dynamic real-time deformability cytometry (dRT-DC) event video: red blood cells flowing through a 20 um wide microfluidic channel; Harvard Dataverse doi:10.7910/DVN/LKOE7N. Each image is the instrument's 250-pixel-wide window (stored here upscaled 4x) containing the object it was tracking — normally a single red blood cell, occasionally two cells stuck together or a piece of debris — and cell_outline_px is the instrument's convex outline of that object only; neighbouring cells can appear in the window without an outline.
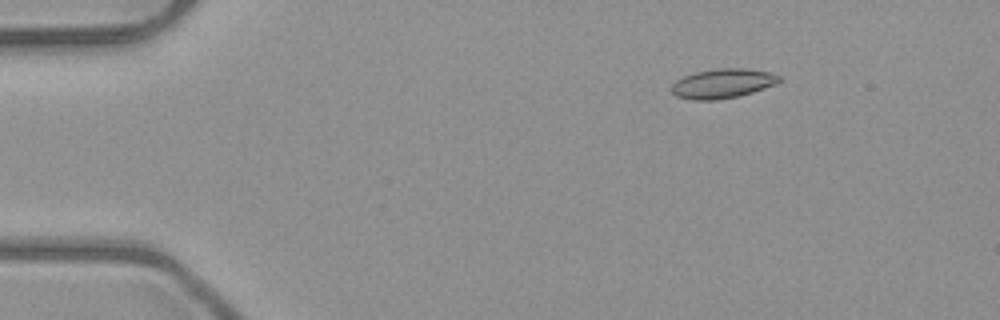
{"species": "common noctule bat (a hibernating species)", "species_latin": "Nyctalus noctula", "temperature_condition": "room temperature", "stored_images_in_passage": 7, "camera_frame_rate_fps": 3000, "um_per_image_px": 0.085, "animal": {"sex": "male", "body_mass_g": 23.1, "forearm_length_mm": 52.7}, "frame": {"image": 1, "passage_image": 2, "time_ms": 1.333, "image_size_px": [1000, 320], "cell_outline_px": [[780, 80], [764, 88], [740, 96], [716, 100], [696, 100], [676, 96], [672, 92], [672, 84], [676, 80], [684, 76], [696, 72], [720, 68], [744, 68], [768, 72], [780, 76]], "centroid_in_image_um": [61.39, 7.1], "position_along_channel_um": 23.6, "area_um2": 18.21}}
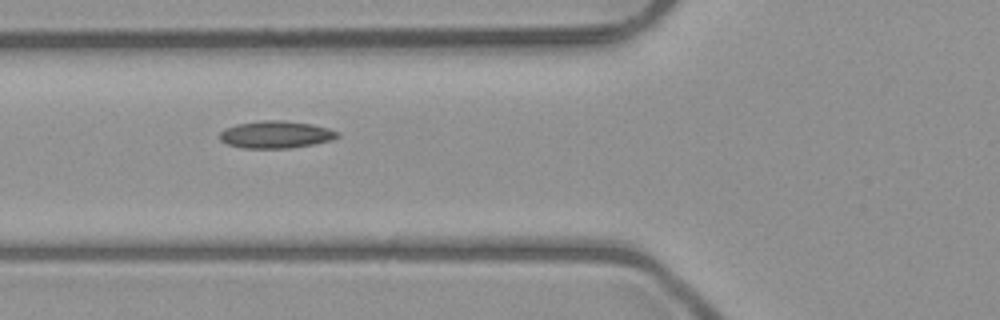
{"frame": {"image": 2, "passage_image": 5, "time_ms": 5.333, "image_size_px": [1000, 320], "cell_outline_px": [[340, 136], [332, 140], [292, 148], [240, 148], [228, 144], [220, 140], [220, 132], [224, 128], [236, 124], [264, 120], [284, 120], [312, 124], [328, 128], [340, 132]], "centroid_in_image_um": [23.45, 11.43], "position_along_channel_um": 102.3, "area_um2": 18.84}}
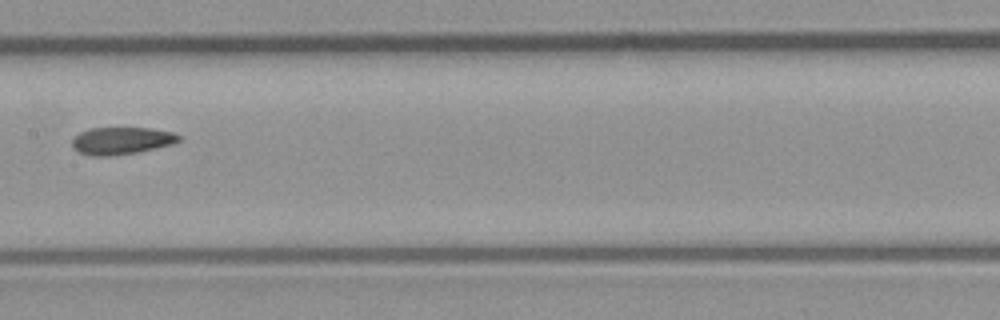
{"frame": {"image": 3, "passage_image": 7, "time_ms": 7.667, "image_size_px": [1000, 320], "cell_outline_px": [[180, 140], [172, 144], [140, 152], [112, 156], [92, 156], [80, 152], [72, 148], [72, 140], [80, 132], [88, 128], [148, 128], [172, 132], [180, 136]], "centroid_in_image_um": [10.31, 11.97], "position_along_channel_um": 197.1, "area_um2": 16.99}}